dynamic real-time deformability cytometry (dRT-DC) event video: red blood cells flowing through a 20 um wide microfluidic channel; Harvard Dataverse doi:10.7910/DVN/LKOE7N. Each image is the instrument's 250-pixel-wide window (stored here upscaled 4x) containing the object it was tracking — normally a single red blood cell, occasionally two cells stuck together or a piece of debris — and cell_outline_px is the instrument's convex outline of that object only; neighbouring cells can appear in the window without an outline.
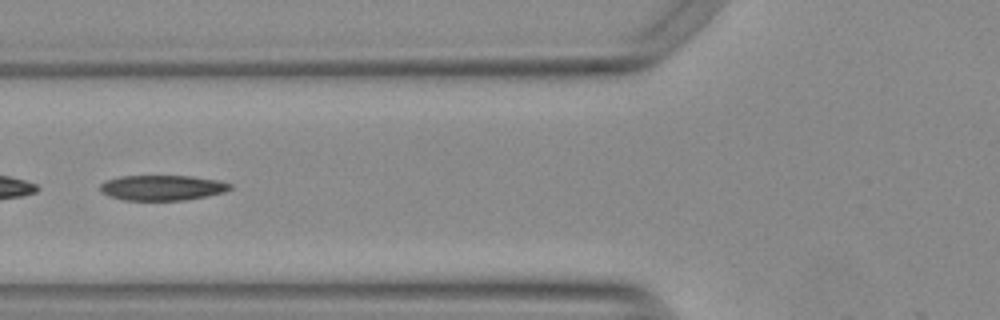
{"species": "Egyptian fruit bat (a non-hibernating species)", "species_latin": "Rousettus aegyptiacus", "temperature_condition": "warm", "stored_images_in_passage": 53, "segment_of_instrument_passage": [2, 2], "camera_frame_rate_fps": 3000, "um_per_image_px": 0.085, "animal": {"sex": "female"}, "frame": {"image": 1, "passage_image": 21, "time_ms": 6.667, "image_size_px": [1000, 320], "cell_outline_px": [[232, 188], [224, 192], [184, 200], [124, 200], [108, 196], [100, 192], [100, 184], [108, 180], [120, 176], [192, 176], [216, 180], [232, 184]], "centroid_in_image_um": [13.76, 15.96], "position_along_channel_um": 112.0, "area_um2": 19.02}}
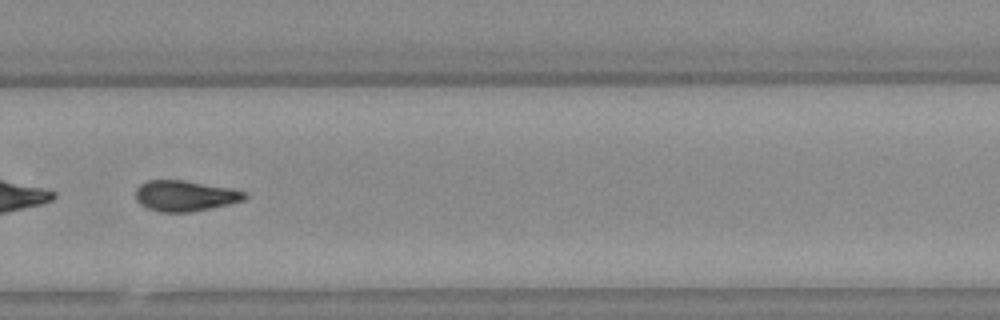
{"frame": {"image": 2, "passage_image": 37, "time_ms": 12.0, "image_size_px": [1000, 320], "cell_outline_px": [[248, 196], [244, 200], [228, 204], [192, 212], [160, 212], [148, 208], [140, 204], [136, 200], [136, 188], [140, 184], [148, 180], [184, 180], [228, 188], [248, 192]], "centroid_in_image_um": [15.72, 16.64], "position_along_channel_um": 314.1, "area_um2": 19.48}}